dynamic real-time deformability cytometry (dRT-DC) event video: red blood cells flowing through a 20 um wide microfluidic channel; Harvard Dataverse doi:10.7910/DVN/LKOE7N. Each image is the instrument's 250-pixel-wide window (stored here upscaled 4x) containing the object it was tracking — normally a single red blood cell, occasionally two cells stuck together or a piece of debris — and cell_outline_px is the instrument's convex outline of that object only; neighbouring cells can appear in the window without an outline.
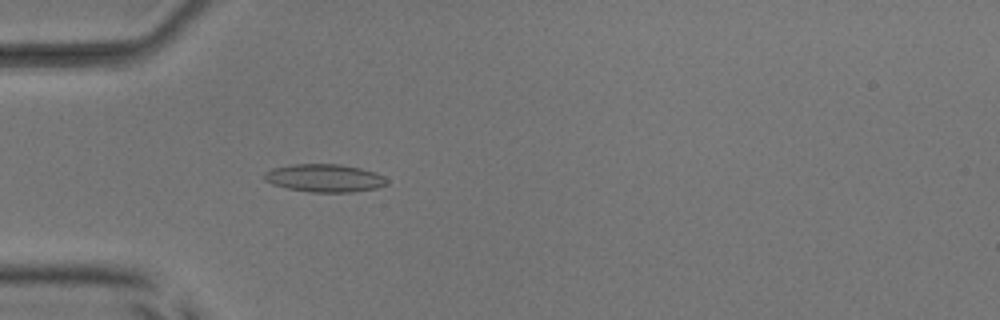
{"species": "common noctule bat (a hibernating species)", "species_latin": "Nyctalus noctula", "temperature_condition": "room temperature", "stored_images_in_passage": 37, "segment_of_instrument_passage": [1, 2], "camera_frame_rate_fps": 3000, "um_per_image_px": 0.085, "animal": {"sex": "male", "body_mass_g": 17.9, "forearm_length_mm": 54.2}, "frame": {"image": 1, "passage_image": 6, "time_ms": 1.667, "image_size_px": [1000, 320], "cell_outline_px": [[388, 184], [376, 188], [352, 192], [308, 192], [288, 188], [272, 184], [264, 180], [264, 172], [272, 168], [292, 164], [340, 164], [360, 168], [376, 172], [384, 176], [388, 180]], "centroid_in_image_um": [27.59, 15.13], "position_along_channel_um": 57.4, "area_um2": 20.06}}
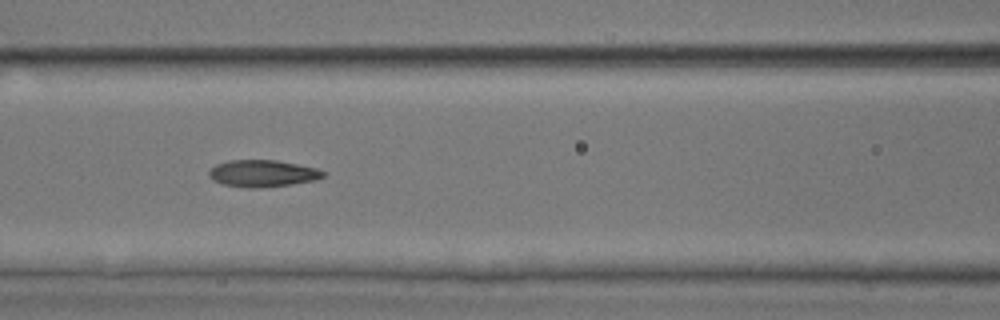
{"frame": {"image": 2, "passage_image": 13, "time_ms": 4.0, "image_size_px": [1000, 320], "cell_outline_px": [[324, 176], [316, 180], [292, 184], [260, 188], [248, 188], [224, 184], [212, 180], [208, 176], [208, 172], [216, 164], [228, 160], [276, 160], [316, 168], [324, 172]], "centroid_in_image_um": [22.29, 14.74], "position_along_channel_um": 144.3, "area_um2": 17.86}}
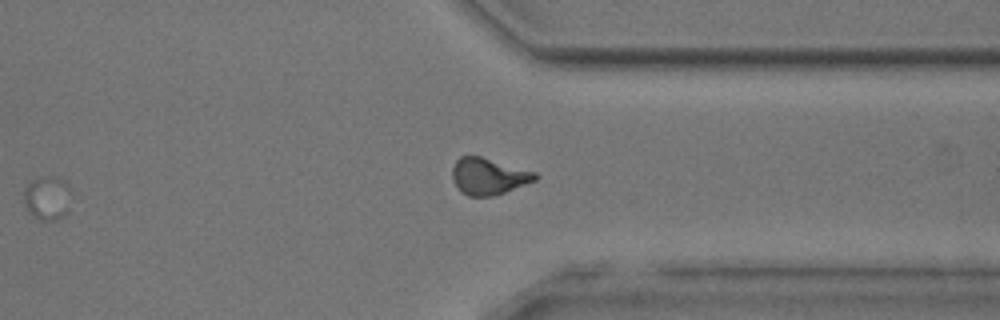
{"frame": {"image": 3, "passage_image": 30, "time_ms": 9.667, "image_size_px": [1000, 320], "cell_outline_px": [[72, 192], [68, 212], [64, 216], [56, 220], [40, 220], [28, 212], [24, 200], [24, 192], [28, 184], [40, 176], [52, 176], [64, 180], [72, 188]], "centroid_in_image_um": [4.08, 16.83], "position_along_channel_um": 407.3, "area_um2": 12.37}}